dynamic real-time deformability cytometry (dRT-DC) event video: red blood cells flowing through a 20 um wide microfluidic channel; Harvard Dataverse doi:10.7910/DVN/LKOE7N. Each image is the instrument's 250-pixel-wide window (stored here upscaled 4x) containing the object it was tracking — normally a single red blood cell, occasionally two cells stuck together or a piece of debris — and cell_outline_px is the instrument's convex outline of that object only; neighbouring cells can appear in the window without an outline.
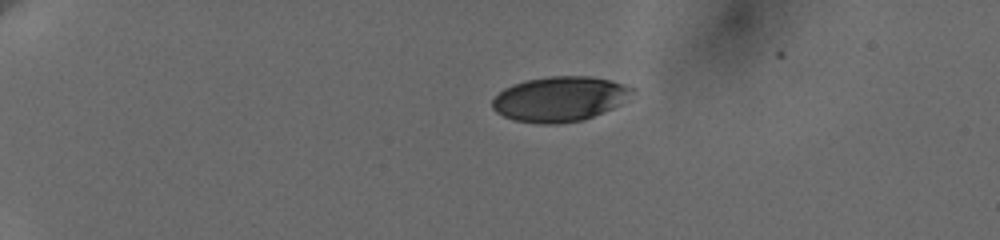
{"species": "human", "species_latin": "Homo sapiens", "temperature_condition": "cold", "stored_images_in_passage": 26, "camera_frame_rate_fps": 3000, "um_per_image_px": 0.085, "donor": {"sex": "female"}, "frame": {"image": 1, "passage_image": 1, "time_ms": 0.0, "image_size_px": [1000, 240], "cell_outline_px": [[636, 92], [612, 108], [584, 120], [556, 124], [540, 124], [512, 120], [496, 112], [492, 108], [492, 100], [504, 88], [512, 84], [528, 80], [552, 76], [588, 76], [608, 80], [636, 88]], "centroid_in_image_um": [47.56, 8.42], "position_along_channel_um": 37.4, "area_um2": 36.53}}
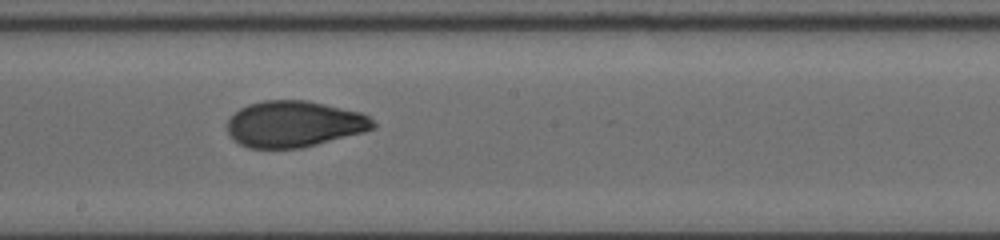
{"frame": {"image": 2, "passage_image": 14, "time_ms": 7.333, "image_size_px": [1000, 240], "cell_outline_px": [[376, 128], [364, 132], [300, 148], [248, 148], [232, 140], [228, 132], [228, 120], [240, 108], [248, 104], [264, 100], [308, 100], [360, 112], [368, 116], [376, 124]], "centroid_in_image_um": [25.0, 10.54], "position_along_channel_um": 223.2, "area_um2": 39.25}}
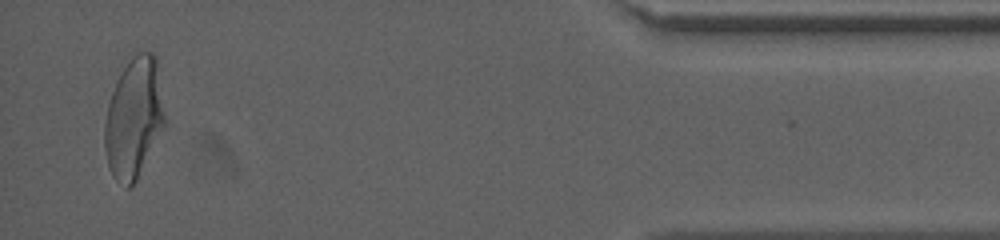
{"frame": {"image": 3, "passage_image": 26, "time_ms": 14.333, "image_size_px": [1000, 240], "cell_outline_px": [[164, 128], [136, 180], [128, 188], [124, 188], [112, 176], [108, 164], [104, 148], [104, 124], [108, 104], [112, 92], [124, 68], [132, 56], [140, 52], [152, 52], [156, 56], [164, 112]], "centroid_in_image_um": [11.37, 10.07], "position_along_channel_um": 423.8, "area_um2": 41.73}, "authors_computed_cell_mechanics": {"area_um2": 39.1595, "velocity_mm_per_s": 3.6466, "shape_relaxation_time_tau1_ms": 5.0814, "shape_relaxation_time_tau2_ms": 1.1022, "deformation_change_tau1": 0.1643, "deformation_change_tau2": 0.054}}